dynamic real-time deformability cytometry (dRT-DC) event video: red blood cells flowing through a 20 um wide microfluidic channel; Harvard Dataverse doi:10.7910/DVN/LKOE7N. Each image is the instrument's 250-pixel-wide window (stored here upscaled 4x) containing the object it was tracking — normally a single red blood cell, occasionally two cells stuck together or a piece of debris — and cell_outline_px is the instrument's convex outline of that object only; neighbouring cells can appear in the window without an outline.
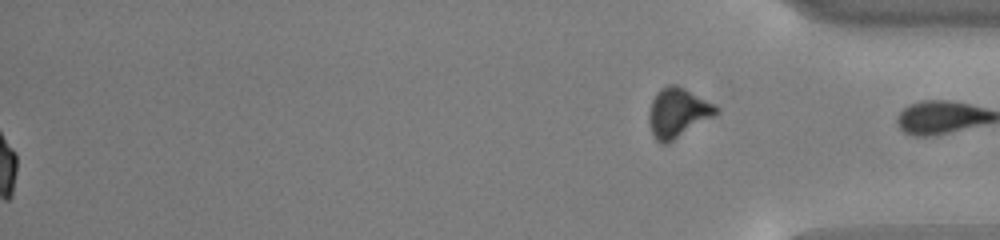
{"species": "common noctule bat (a hibernating species)", "species_latin": "Nyctalus noctula", "temperature_condition": "cold", "stored_images_in_passage": 53, "segment_of_instrument_passage": [2, 2], "camera_frame_rate_fps": 3000, "um_per_image_px": 0.085, "animal": {"sex": "male", "body_mass_g": 13.0, "forearm_length_mm": 53.1}, "frame": {"image": 1, "passage_image": 53, "time_ms": 17.333, "image_size_px": [1000, 240], "cell_outline_px": [[720, 112], [668, 144], [660, 144], [656, 140], [652, 132], [648, 116], [652, 100], [656, 92], [660, 88], [668, 84], [676, 84], [684, 88], [720, 108]], "centroid_in_image_um": [57.59, 9.58], "position_along_channel_um": 377.6, "area_um2": 19.25}}